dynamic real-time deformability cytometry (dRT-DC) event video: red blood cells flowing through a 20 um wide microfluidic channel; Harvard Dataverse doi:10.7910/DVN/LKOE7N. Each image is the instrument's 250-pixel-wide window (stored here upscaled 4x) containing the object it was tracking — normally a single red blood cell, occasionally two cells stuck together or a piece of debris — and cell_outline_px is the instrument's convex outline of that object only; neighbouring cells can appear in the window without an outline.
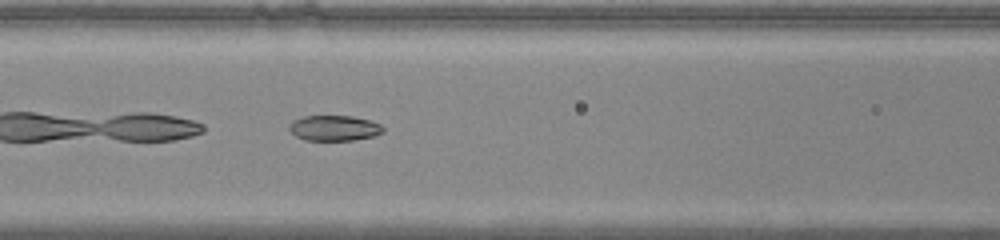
{"species": "common noctule bat (a hibernating species)", "species_latin": "Nyctalus noctula", "temperature_condition": "warm", "stored_images_in_passage": 33, "camera_frame_rate_fps": 3000, "um_per_image_px": 0.085, "animal": {"sex": "male", "body_mass_g": 20.0, "forearm_length_mm": 53.3}, "frame": {"image": 1, "passage_image": 6, "time_ms": 1.667, "image_size_px": [1000, 240], "cell_outline_px": [[384, 132], [376, 136], [352, 140], [304, 140], [296, 136], [288, 128], [288, 124], [292, 120], [304, 116], [352, 116], [368, 120], [380, 124], [384, 128]], "centroid_in_image_um": [28.4, 10.89], "position_along_channel_um": 138.2, "area_um2": 13.99}}
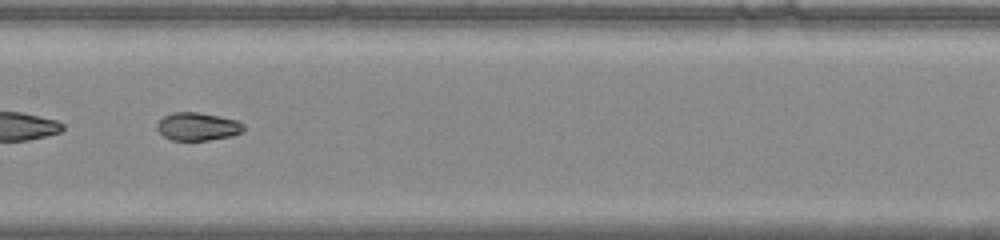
{"frame": {"image": 2, "passage_image": 10, "time_ms": 3.0, "image_size_px": [1000, 240], "cell_outline_px": [[244, 132], [232, 136], [208, 140], [172, 140], [164, 136], [156, 128], [156, 124], [164, 116], [172, 112], [196, 112], [236, 120], [244, 124]], "centroid_in_image_um": [16.8, 10.76], "position_along_channel_um": 190.6, "area_um2": 14.05}, "authors_computed_cell_mechanics": {"area_um2": 14.5656, "velocity_mm_per_s": 3.9356, "shape_relaxation_time_tau1_ms": 8.1986, "shape_relaxation_time_tau2_ms": 1.5683, "deformation_change_tau1": 0.2812, "deformation_change_tau2": 0.0293}}